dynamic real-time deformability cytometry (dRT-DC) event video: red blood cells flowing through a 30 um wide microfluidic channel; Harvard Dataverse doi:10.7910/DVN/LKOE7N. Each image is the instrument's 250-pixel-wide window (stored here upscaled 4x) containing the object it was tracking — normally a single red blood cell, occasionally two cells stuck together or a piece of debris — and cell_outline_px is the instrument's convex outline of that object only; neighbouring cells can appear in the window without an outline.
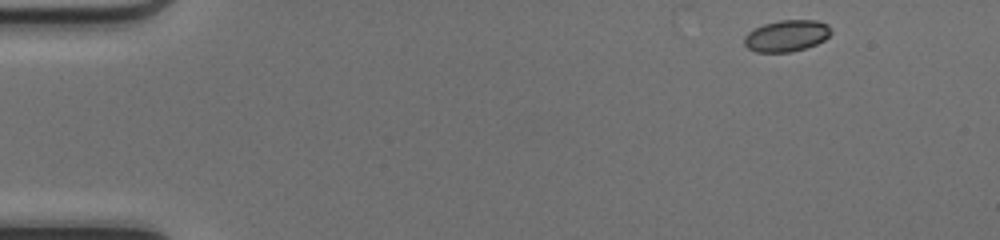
{"species": "common noctule bat (a hibernating species)", "species_latin": "Nyctalus noctula", "temperature_condition": "cold", "stored_images_in_passage": 15, "camera_frame_rate_fps": 3000, "um_per_image_px": 0.085, "animal": {"sex": "female", "body_mass_g": 17.0, "forearm_length_mm": 48.0}, "frame": {"image": 1, "passage_image": 1, "time_ms": 0.0, "image_size_px": [1000, 240], "cell_outline_px": [[832, 32], [824, 40], [816, 44], [792, 52], [756, 52], [748, 48], [744, 44], [744, 36], [748, 32], [764, 24], [780, 20], [816, 20], [828, 24]], "centroid_in_image_um": [66.86, 3.04], "position_along_channel_um": 18.1, "area_um2": 15.9}}
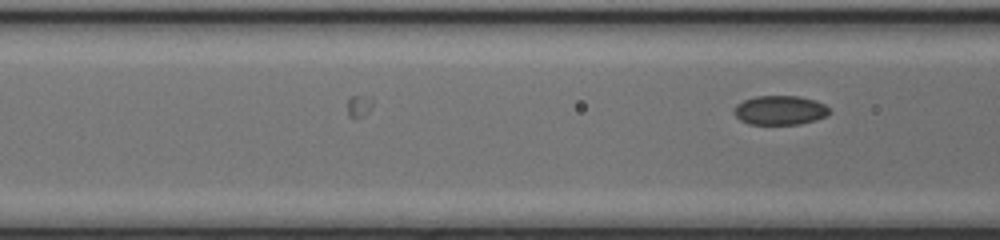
{"frame": {"image": 2, "passage_image": 15, "time_ms": 4.667, "image_size_px": [1000, 240], "cell_outline_px": [[828, 116], [816, 120], [800, 124], [748, 124], [740, 120], [732, 112], [736, 104], [744, 100], [756, 96], [800, 96], [816, 100], [824, 104], [828, 108]], "centroid_in_image_um": [66.28, 9.37], "position_along_channel_um": 100.3, "area_um2": 16.36}}